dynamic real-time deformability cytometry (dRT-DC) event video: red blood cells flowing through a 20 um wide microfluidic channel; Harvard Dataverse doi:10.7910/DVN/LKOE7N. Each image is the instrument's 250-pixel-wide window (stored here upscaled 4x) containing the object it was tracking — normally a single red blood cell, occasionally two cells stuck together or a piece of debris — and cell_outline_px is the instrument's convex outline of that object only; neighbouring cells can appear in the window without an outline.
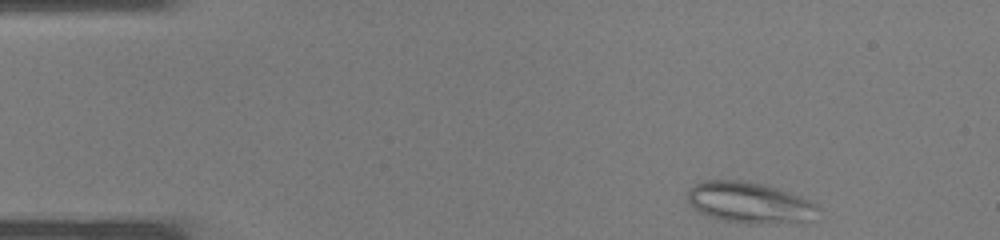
{"species": "common noctule bat (a hibernating species)", "species_latin": "Nyctalus noctula", "temperature_condition": "warm", "stored_images_in_passage": 33, "camera_frame_rate_fps": 3000, "um_per_image_px": 0.085, "animal": {"sex": "male", "body_mass_g": 19.0, "forearm_length_mm": 50.8}, "frame": {"image": 1, "passage_image": 1, "time_ms": 0.0, "image_size_px": [1000, 240], "cell_outline_px": [[820, 208], [812, 220], [760, 224], [748, 224], [724, 220], [708, 216], [700, 212], [688, 200], [688, 192], [696, 184], [704, 180], [736, 180], [768, 184], [800, 196], [816, 204]], "centroid_in_image_um": [63.75, 17.22], "position_along_channel_um": 21.3, "area_um2": 31.04}}
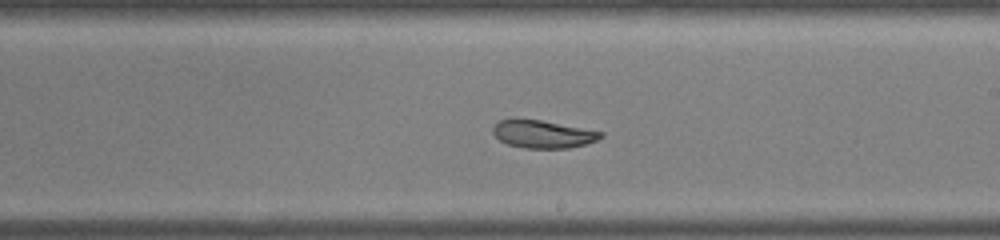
{"frame": {"image": 2, "passage_image": 18, "time_ms": 5.667, "image_size_px": [1000, 240], "cell_outline_px": [[604, 136], [596, 140], [584, 144], [568, 148], [524, 148], [508, 144], [500, 140], [492, 132], [492, 128], [500, 120], [540, 120], [604, 132]], "centroid_in_image_um": [46.16, 11.41], "position_along_channel_um": 242.8, "area_um2": 17.05}}
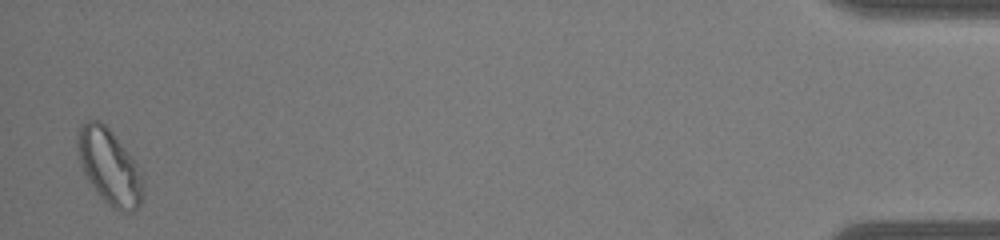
{"frame": {"image": 3, "passage_image": 33, "time_ms": 10.667, "image_size_px": [1000, 240], "cell_outline_px": [[144, 184], [140, 204], [132, 212], [120, 212], [112, 208], [96, 192], [88, 180], [80, 164], [76, 148], [76, 136], [80, 128], [88, 120], [100, 120], [108, 128], [128, 152], [144, 176]], "centroid_in_image_um": [9.29, 14.19], "position_along_channel_um": 425.9, "area_um2": 28.73}}